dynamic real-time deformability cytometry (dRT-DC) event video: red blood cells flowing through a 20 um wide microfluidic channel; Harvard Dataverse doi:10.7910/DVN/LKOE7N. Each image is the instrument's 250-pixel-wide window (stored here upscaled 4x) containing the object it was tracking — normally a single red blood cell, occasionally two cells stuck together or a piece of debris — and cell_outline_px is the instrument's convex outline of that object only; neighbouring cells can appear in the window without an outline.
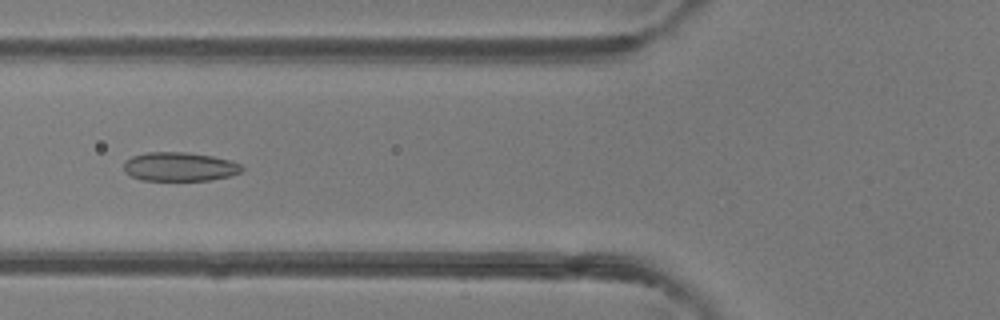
{"species": "common noctule bat (a hibernating species)", "species_latin": "Nyctalus noctula", "temperature_condition": "room temperature", "stored_images_in_passage": 47, "camera_frame_rate_fps": 3000, "um_per_image_px": 0.085, "animal": {"sex": "female"}, "frame": {"image": 1, "passage_image": 18, "time_ms": 5.667, "image_size_px": [1000, 320], "cell_outline_px": [[244, 168], [240, 172], [232, 176], [212, 180], [140, 180], [132, 176], [124, 168], [124, 160], [132, 156], [144, 152], [188, 152], [212, 156], [228, 160], [240, 164]], "centroid_in_image_um": [15.27, 14.16], "position_along_channel_um": 110.5, "area_um2": 19.94}}
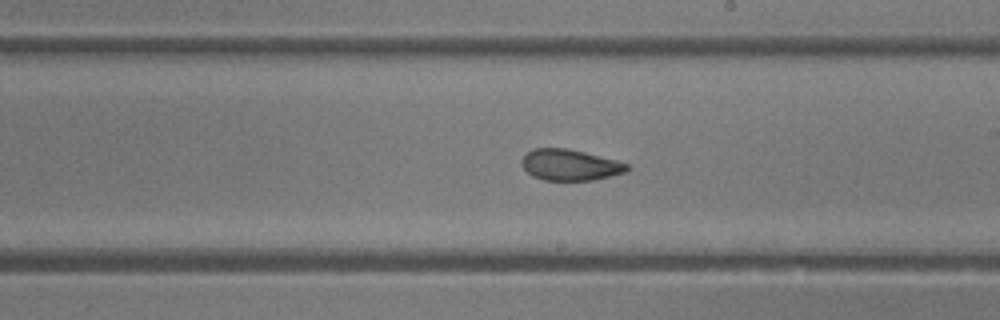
{"frame": {"image": 2, "passage_image": 27, "time_ms": 8.667, "image_size_px": [1000, 320], "cell_outline_px": [[628, 168], [624, 172], [592, 180], [544, 180], [532, 176], [520, 164], [520, 160], [532, 148], [568, 148], [616, 160], [628, 164]], "centroid_in_image_um": [48.39, 14.01], "position_along_channel_um": 240.6, "area_um2": 18.9}}
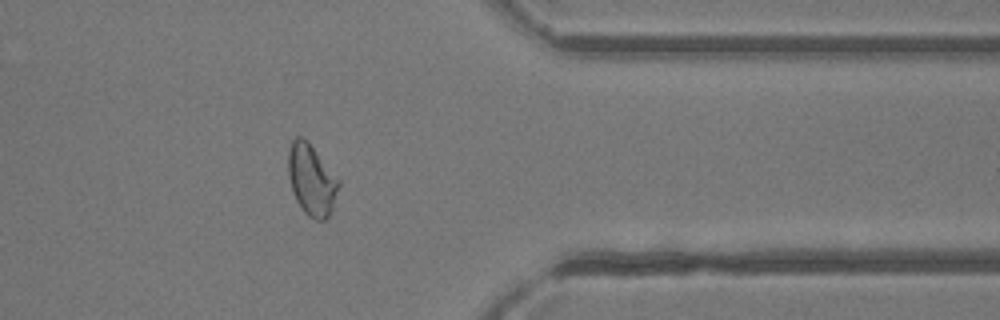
{"frame": {"image": 3, "passage_image": 38, "time_ms": 12.333, "image_size_px": [1000, 320], "cell_outline_px": [[340, 184], [332, 208], [328, 216], [324, 220], [316, 220], [308, 216], [304, 212], [296, 200], [288, 176], [288, 152], [292, 140], [296, 136], [300, 136], [308, 140], [340, 180]], "centroid_in_image_um": [26.48, 15.26], "position_along_channel_um": 384.9, "area_um2": 20.92}, "authors_computed_cell_mechanics": {"area_um2": 21.6172, "velocity_mm_per_s": 4.3346, "shape_relaxation_time_tau1_ms": null, "shape_relaxation_time_tau2_ms": 1.1551, "deformation_change_tau1": null, "deformation_change_tau2": 0.0686}}